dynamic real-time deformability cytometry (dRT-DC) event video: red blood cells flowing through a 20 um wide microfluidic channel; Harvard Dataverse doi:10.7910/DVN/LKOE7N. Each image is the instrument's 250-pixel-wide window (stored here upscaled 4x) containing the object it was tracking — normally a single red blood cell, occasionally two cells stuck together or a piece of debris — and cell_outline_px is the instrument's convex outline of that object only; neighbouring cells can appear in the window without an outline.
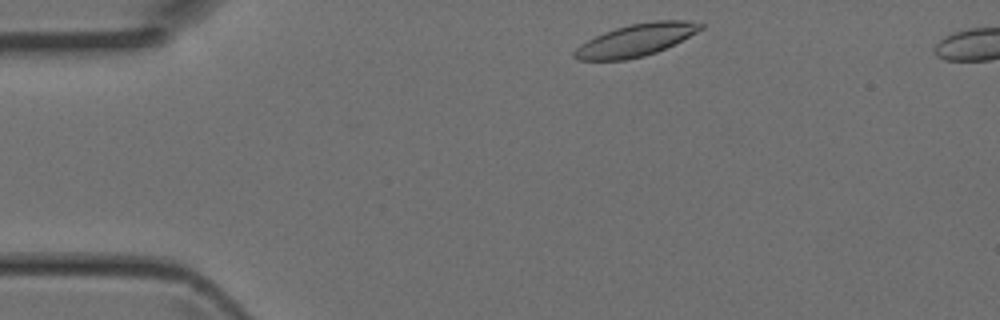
{"species": "Egyptian fruit bat (a non-hibernating species)", "species_latin": "Rousettus aegyptiacus", "temperature_condition": "room temperature", "stored_images_in_passage": 3, "camera_frame_rate_fps": 3000, "um_per_image_px": 0.085, "animal": {"sex": "female"}, "frame": {"image": 1, "passage_image": 1, "time_ms": 0.0, "image_size_px": [1000, 320], "cell_outline_px": [[704, 28], [656, 52], [644, 56], [624, 60], [576, 60], [572, 56], [572, 52], [580, 44], [604, 32], [616, 28], [632, 24], [656, 20], [684, 20], [704, 24]], "centroid_in_image_um": [54.01, 3.41], "position_along_channel_um": 31.0, "area_um2": 23.41}}